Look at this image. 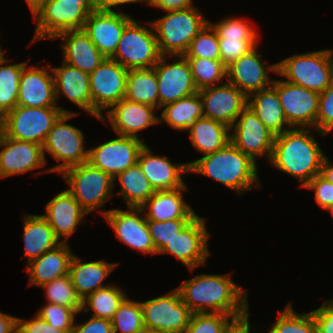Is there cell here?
<instances>
[{
  "label": "cell",
  "instance_id": "1",
  "mask_svg": "<svg viewBox=\"0 0 333 333\" xmlns=\"http://www.w3.org/2000/svg\"><path fill=\"white\" fill-rule=\"evenodd\" d=\"M192 313H225L243 327L249 322L248 293L233 282L231 274H198L177 287Z\"/></svg>",
  "mask_w": 333,
  "mask_h": 333
},
{
  "label": "cell",
  "instance_id": "2",
  "mask_svg": "<svg viewBox=\"0 0 333 333\" xmlns=\"http://www.w3.org/2000/svg\"><path fill=\"white\" fill-rule=\"evenodd\" d=\"M310 128H292L276 135L270 165L300 182L304 187L321 173L326 156Z\"/></svg>",
  "mask_w": 333,
  "mask_h": 333
},
{
  "label": "cell",
  "instance_id": "3",
  "mask_svg": "<svg viewBox=\"0 0 333 333\" xmlns=\"http://www.w3.org/2000/svg\"><path fill=\"white\" fill-rule=\"evenodd\" d=\"M187 164L189 173L210 177L240 196L261 188L257 163L231 142L221 150Z\"/></svg>",
  "mask_w": 333,
  "mask_h": 333
},
{
  "label": "cell",
  "instance_id": "4",
  "mask_svg": "<svg viewBox=\"0 0 333 333\" xmlns=\"http://www.w3.org/2000/svg\"><path fill=\"white\" fill-rule=\"evenodd\" d=\"M208 22L195 5L166 12L161 18L151 21L161 55H184L191 41Z\"/></svg>",
  "mask_w": 333,
  "mask_h": 333
},
{
  "label": "cell",
  "instance_id": "5",
  "mask_svg": "<svg viewBox=\"0 0 333 333\" xmlns=\"http://www.w3.org/2000/svg\"><path fill=\"white\" fill-rule=\"evenodd\" d=\"M277 74L289 83L321 93L333 82V50L291 55L277 62Z\"/></svg>",
  "mask_w": 333,
  "mask_h": 333
},
{
  "label": "cell",
  "instance_id": "6",
  "mask_svg": "<svg viewBox=\"0 0 333 333\" xmlns=\"http://www.w3.org/2000/svg\"><path fill=\"white\" fill-rule=\"evenodd\" d=\"M59 175L70 186L67 190L87 214L97 210L104 216L109 211L101 208L114 196L115 184L110 175L88 162L67 168Z\"/></svg>",
  "mask_w": 333,
  "mask_h": 333
},
{
  "label": "cell",
  "instance_id": "7",
  "mask_svg": "<svg viewBox=\"0 0 333 333\" xmlns=\"http://www.w3.org/2000/svg\"><path fill=\"white\" fill-rule=\"evenodd\" d=\"M78 114L79 112L76 111L63 113L49 131L42 145L46 163V153H49L53 159L62 161V163L49 169L45 168L43 171L34 172V176L51 172L61 174L67 168L88 162L89 148L85 149L84 147L85 135L81 129L66 123Z\"/></svg>",
  "mask_w": 333,
  "mask_h": 333
},
{
  "label": "cell",
  "instance_id": "8",
  "mask_svg": "<svg viewBox=\"0 0 333 333\" xmlns=\"http://www.w3.org/2000/svg\"><path fill=\"white\" fill-rule=\"evenodd\" d=\"M145 24L148 26L140 25L133 19L125 27L117 50L111 57L127 70L152 68L162 56L151 21H145Z\"/></svg>",
  "mask_w": 333,
  "mask_h": 333
},
{
  "label": "cell",
  "instance_id": "9",
  "mask_svg": "<svg viewBox=\"0 0 333 333\" xmlns=\"http://www.w3.org/2000/svg\"><path fill=\"white\" fill-rule=\"evenodd\" d=\"M63 113L60 107L16 106L0 119L2 133L8 138L43 145Z\"/></svg>",
  "mask_w": 333,
  "mask_h": 333
},
{
  "label": "cell",
  "instance_id": "10",
  "mask_svg": "<svg viewBox=\"0 0 333 333\" xmlns=\"http://www.w3.org/2000/svg\"><path fill=\"white\" fill-rule=\"evenodd\" d=\"M141 306L145 330L153 333H184L193 314L177 288L143 301Z\"/></svg>",
  "mask_w": 333,
  "mask_h": 333
},
{
  "label": "cell",
  "instance_id": "11",
  "mask_svg": "<svg viewBox=\"0 0 333 333\" xmlns=\"http://www.w3.org/2000/svg\"><path fill=\"white\" fill-rule=\"evenodd\" d=\"M89 12L79 3L46 0L34 13L36 29L32 43L52 40L56 35L68 30H81Z\"/></svg>",
  "mask_w": 333,
  "mask_h": 333
},
{
  "label": "cell",
  "instance_id": "12",
  "mask_svg": "<svg viewBox=\"0 0 333 333\" xmlns=\"http://www.w3.org/2000/svg\"><path fill=\"white\" fill-rule=\"evenodd\" d=\"M128 70L117 61L105 58L89 74L92 96V116L97 120L111 106L125 97Z\"/></svg>",
  "mask_w": 333,
  "mask_h": 333
},
{
  "label": "cell",
  "instance_id": "13",
  "mask_svg": "<svg viewBox=\"0 0 333 333\" xmlns=\"http://www.w3.org/2000/svg\"><path fill=\"white\" fill-rule=\"evenodd\" d=\"M203 217L197 215L175 235L157 254H170L193 271L206 264L210 250L208 229Z\"/></svg>",
  "mask_w": 333,
  "mask_h": 333
},
{
  "label": "cell",
  "instance_id": "14",
  "mask_svg": "<svg viewBox=\"0 0 333 333\" xmlns=\"http://www.w3.org/2000/svg\"><path fill=\"white\" fill-rule=\"evenodd\" d=\"M274 139L275 135L248 106L242 110L230 127V142L256 163L257 158L261 156H266L269 162Z\"/></svg>",
  "mask_w": 333,
  "mask_h": 333
},
{
  "label": "cell",
  "instance_id": "15",
  "mask_svg": "<svg viewBox=\"0 0 333 333\" xmlns=\"http://www.w3.org/2000/svg\"><path fill=\"white\" fill-rule=\"evenodd\" d=\"M272 86L278 92L284 115L291 128H312L316 131L319 93L284 79H273Z\"/></svg>",
  "mask_w": 333,
  "mask_h": 333
},
{
  "label": "cell",
  "instance_id": "16",
  "mask_svg": "<svg viewBox=\"0 0 333 333\" xmlns=\"http://www.w3.org/2000/svg\"><path fill=\"white\" fill-rule=\"evenodd\" d=\"M167 57H174L175 60L170 64L168 61L170 59ZM154 69L157 75L159 109L199 92L194 83L189 62L184 55H162Z\"/></svg>",
  "mask_w": 333,
  "mask_h": 333
},
{
  "label": "cell",
  "instance_id": "17",
  "mask_svg": "<svg viewBox=\"0 0 333 333\" xmlns=\"http://www.w3.org/2000/svg\"><path fill=\"white\" fill-rule=\"evenodd\" d=\"M145 144L144 140L117 135V138L89 149L88 163L115 178L138 162L139 153Z\"/></svg>",
  "mask_w": 333,
  "mask_h": 333
},
{
  "label": "cell",
  "instance_id": "18",
  "mask_svg": "<svg viewBox=\"0 0 333 333\" xmlns=\"http://www.w3.org/2000/svg\"><path fill=\"white\" fill-rule=\"evenodd\" d=\"M109 209L103 216L114 230L118 240L142 254H157L153 244L147 220L140 207Z\"/></svg>",
  "mask_w": 333,
  "mask_h": 333
},
{
  "label": "cell",
  "instance_id": "19",
  "mask_svg": "<svg viewBox=\"0 0 333 333\" xmlns=\"http://www.w3.org/2000/svg\"><path fill=\"white\" fill-rule=\"evenodd\" d=\"M258 45L245 53L237 60L226 66L227 80L237 87L247 97L252 93L270 87L273 79L269 77L270 73L277 75V63L267 64L261 58L262 54L257 50ZM272 79V80H271Z\"/></svg>",
  "mask_w": 333,
  "mask_h": 333
},
{
  "label": "cell",
  "instance_id": "20",
  "mask_svg": "<svg viewBox=\"0 0 333 333\" xmlns=\"http://www.w3.org/2000/svg\"><path fill=\"white\" fill-rule=\"evenodd\" d=\"M156 111L158 109L151 105L129 101L124 98L111 106L105 112L106 116L103 114L100 117V121H108L116 135L142 140L138 133L159 123V117L155 114Z\"/></svg>",
  "mask_w": 333,
  "mask_h": 333
},
{
  "label": "cell",
  "instance_id": "21",
  "mask_svg": "<svg viewBox=\"0 0 333 333\" xmlns=\"http://www.w3.org/2000/svg\"><path fill=\"white\" fill-rule=\"evenodd\" d=\"M22 72L18 89L17 106L25 107H60L64 113H73L56 104L54 77L51 65L39 68L37 65L28 66Z\"/></svg>",
  "mask_w": 333,
  "mask_h": 333
},
{
  "label": "cell",
  "instance_id": "22",
  "mask_svg": "<svg viewBox=\"0 0 333 333\" xmlns=\"http://www.w3.org/2000/svg\"><path fill=\"white\" fill-rule=\"evenodd\" d=\"M203 101L204 117L231 127L247 106V96L237 87L225 81L222 84L199 90Z\"/></svg>",
  "mask_w": 333,
  "mask_h": 333
},
{
  "label": "cell",
  "instance_id": "23",
  "mask_svg": "<svg viewBox=\"0 0 333 333\" xmlns=\"http://www.w3.org/2000/svg\"><path fill=\"white\" fill-rule=\"evenodd\" d=\"M134 18L123 11L91 12L85 21L83 30L96 48L106 57L111 58L117 50L125 27Z\"/></svg>",
  "mask_w": 333,
  "mask_h": 333
},
{
  "label": "cell",
  "instance_id": "24",
  "mask_svg": "<svg viewBox=\"0 0 333 333\" xmlns=\"http://www.w3.org/2000/svg\"><path fill=\"white\" fill-rule=\"evenodd\" d=\"M2 148V150H1ZM46 166L43 147L33 142L0 137V178L20 175Z\"/></svg>",
  "mask_w": 333,
  "mask_h": 333
},
{
  "label": "cell",
  "instance_id": "25",
  "mask_svg": "<svg viewBox=\"0 0 333 333\" xmlns=\"http://www.w3.org/2000/svg\"><path fill=\"white\" fill-rule=\"evenodd\" d=\"M143 173L155 191L175 190L185 185L182 174H189L185 163H172L167 156L156 155L147 144L138 156Z\"/></svg>",
  "mask_w": 333,
  "mask_h": 333
},
{
  "label": "cell",
  "instance_id": "26",
  "mask_svg": "<svg viewBox=\"0 0 333 333\" xmlns=\"http://www.w3.org/2000/svg\"><path fill=\"white\" fill-rule=\"evenodd\" d=\"M45 210L46 214L42 216L53 229L55 236L66 243L88 215L67 189L47 202Z\"/></svg>",
  "mask_w": 333,
  "mask_h": 333
},
{
  "label": "cell",
  "instance_id": "27",
  "mask_svg": "<svg viewBox=\"0 0 333 333\" xmlns=\"http://www.w3.org/2000/svg\"><path fill=\"white\" fill-rule=\"evenodd\" d=\"M58 38L63 39L60 43L62 61L88 74L92 73L106 58L83 29L64 31L53 39Z\"/></svg>",
  "mask_w": 333,
  "mask_h": 333
},
{
  "label": "cell",
  "instance_id": "28",
  "mask_svg": "<svg viewBox=\"0 0 333 333\" xmlns=\"http://www.w3.org/2000/svg\"><path fill=\"white\" fill-rule=\"evenodd\" d=\"M56 102L61 95L92 116V96L89 74L65 62L61 66H51Z\"/></svg>",
  "mask_w": 333,
  "mask_h": 333
},
{
  "label": "cell",
  "instance_id": "29",
  "mask_svg": "<svg viewBox=\"0 0 333 333\" xmlns=\"http://www.w3.org/2000/svg\"><path fill=\"white\" fill-rule=\"evenodd\" d=\"M186 190L185 184L175 190L155 191L140 207L146 220L194 219L197 214L184 198Z\"/></svg>",
  "mask_w": 333,
  "mask_h": 333
},
{
  "label": "cell",
  "instance_id": "30",
  "mask_svg": "<svg viewBox=\"0 0 333 333\" xmlns=\"http://www.w3.org/2000/svg\"><path fill=\"white\" fill-rule=\"evenodd\" d=\"M70 245L61 242L55 248L48 250L37 259L25 265L28 271L29 286H39L49 283L54 279L69 274L71 259L74 255Z\"/></svg>",
  "mask_w": 333,
  "mask_h": 333
},
{
  "label": "cell",
  "instance_id": "31",
  "mask_svg": "<svg viewBox=\"0 0 333 333\" xmlns=\"http://www.w3.org/2000/svg\"><path fill=\"white\" fill-rule=\"evenodd\" d=\"M82 260L79 256L73 255L69 276L75 291L83 300L90 293L110 285L103 282L119 263L106 262L104 259L90 262H82Z\"/></svg>",
  "mask_w": 333,
  "mask_h": 333
},
{
  "label": "cell",
  "instance_id": "32",
  "mask_svg": "<svg viewBox=\"0 0 333 333\" xmlns=\"http://www.w3.org/2000/svg\"><path fill=\"white\" fill-rule=\"evenodd\" d=\"M24 255L26 265L42 254L55 248L61 241L42 215L24 214L23 217Z\"/></svg>",
  "mask_w": 333,
  "mask_h": 333
},
{
  "label": "cell",
  "instance_id": "33",
  "mask_svg": "<svg viewBox=\"0 0 333 333\" xmlns=\"http://www.w3.org/2000/svg\"><path fill=\"white\" fill-rule=\"evenodd\" d=\"M247 106L275 136L292 129L284 115L278 92L272 85L249 95Z\"/></svg>",
  "mask_w": 333,
  "mask_h": 333
},
{
  "label": "cell",
  "instance_id": "34",
  "mask_svg": "<svg viewBox=\"0 0 333 333\" xmlns=\"http://www.w3.org/2000/svg\"><path fill=\"white\" fill-rule=\"evenodd\" d=\"M189 131L192 146L204 156L224 148L230 142V127L209 118H200Z\"/></svg>",
  "mask_w": 333,
  "mask_h": 333
},
{
  "label": "cell",
  "instance_id": "35",
  "mask_svg": "<svg viewBox=\"0 0 333 333\" xmlns=\"http://www.w3.org/2000/svg\"><path fill=\"white\" fill-rule=\"evenodd\" d=\"M159 123H166L178 131H187L196 121L204 117L203 101L199 92L164 105Z\"/></svg>",
  "mask_w": 333,
  "mask_h": 333
},
{
  "label": "cell",
  "instance_id": "36",
  "mask_svg": "<svg viewBox=\"0 0 333 333\" xmlns=\"http://www.w3.org/2000/svg\"><path fill=\"white\" fill-rule=\"evenodd\" d=\"M113 180L114 183L119 180V194L127 207H141L155 193L138 162L120 172Z\"/></svg>",
  "mask_w": 333,
  "mask_h": 333
},
{
  "label": "cell",
  "instance_id": "37",
  "mask_svg": "<svg viewBox=\"0 0 333 333\" xmlns=\"http://www.w3.org/2000/svg\"><path fill=\"white\" fill-rule=\"evenodd\" d=\"M125 99L159 110L157 75L154 67L128 70Z\"/></svg>",
  "mask_w": 333,
  "mask_h": 333
},
{
  "label": "cell",
  "instance_id": "38",
  "mask_svg": "<svg viewBox=\"0 0 333 333\" xmlns=\"http://www.w3.org/2000/svg\"><path fill=\"white\" fill-rule=\"evenodd\" d=\"M120 286L110 284L90 293L83 299L82 312L93 311L92 317L111 320L122 301L127 297Z\"/></svg>",
  "mask_w": 333,
  "mask_h": 333
},
{
  "label": "cell",
  "instance_id": "39",
  "mask_svg": "<svg viewBox=\"0 0 333 333\" xmlns=\"http://www.w3.org/2000/svg\"><path fill=\"white\" fill-rule=\"evenodd\" d=\"M27 63L10 64L5 54L0 58V119L17 106L21 72Z\"/></svg>",
  "mask_w": 333,
  "mask_h": 333
},
{
  "label": "cell",
  "instance_id": "40",
  "mask_svg": "<svg viewBox=\"0 0 333 333\" xmlns=\"http://www.w3.org/2000/svg\"><path fill=\"white\" fill-rule=\"evenodd\" d=\"M243 326L225 313H194L184 333H238Z\"/></svg>",
  "mask_w": 333,
  "mask_h": 333
},
{
  "label": "cell",
  "instance_id": "41",
  "mask_svg": "<svg viewBox=\"0 0 333 333\" xmlns=\"http://www.w3.org/2000/svg\"><path fill=\"white\" fill-rule=\"evenodd\" d=\"M113 333H143V310L141 302L128 296L122 301L111 319Z\"/></svg>",
  "mask_w": 333,
  "mask_h": 333
},
{
  "label": "cell",
  "instance_id": "42",
  "mask_svg": "<svg viewBox=\"0 0 333 333\" xmlns=\"http://www.w3.org/2000/svg\"><path fill=\"white\" fill-rule=\"evenodd\" d=\"M278 314L277 321L268 333H317L311 311L297 313L293 309L292 302H289L282 312L278 311Z\"/></svg>",
  "mask_w": 333,
  "mask_h": 333
},
{
  "label": "cell",
  "instance_id": "43",
  "mask_svg": "<svg viewBox=\"0 0 333 333\" xmlns=\"http://www.w3.org/2000/svg\"><path fill=\"white\" fill-rule=\"evenodd\" d=\"M189 62L194 83L198 90L219 85L227 78L226 66L221 60L209 58H186Z\"/></svg>",
  "mask_w": 333,
  "mask_h": 333
},
{
  "label": "cell",
  "instance_id": "44",
  "mask_svg": "<svg viewBox=\"0 0 333 333\" xmlns=\"http://www.w3.org/2000/svg\"><path fill=\"white\" fill-rule=\"evenodd\" d=\"M44 288L48 303L73 308L78 314L82 313L83 300L75 291L69 274L41 286Z\"/></svg>",
  "mask_w": 333,
  "mask_h": 333
},
{
  "label": "cell",
  "instance_id": "45",
  "mask_svg": "<svg viewBox=\"0 0 333 333\" xmlns=\"http://www.w3.org/2000/svg\"><path fill=\"white\" fill-rule=\"evenodd\" d=\"M184 56L186 58L221 60L218 34L209 22L191 41Z\"/></svg>",
  "mask_w": 333,
  "mask_h": 333
},
{
  "label": "cell",
  "instance_id": "46",
  "mask_svg": "<svg viewBox=\"0 0 333 333\" xmlns=\"http://www.w3.org/2000/svg\"><path fill=\"white\" fill-rule=\"evenodd\" d=\"M36 314L53 327L65 333H72L76 314L73 308L46 302Z\"/></svg>",
  "mask_w": 333,
  "mask_h": 333
},
{
  "label": "cell",
  "instance_id": "47",
  "mask_svg": "<svg viewBox=\"0 0 333 333\" xmlns=\"http://www.w3.org/2000/svg\"><path fill=\"white\" fill-rule=\"evenodd\" d=\"M191 220L192 219H172L167 221L147 220L150 235L157 253Z\"/></svg>",
  "mask_w": 333,
  "mask_h": 333
},
{
  "label": "cell",
  "instance_id": "48",
  "mask_svg": "<svg viewBox=\"0 0 333 333\" xmlns=\"http://www.w3.org/2000/svg\"><path fill=\"white\" fill-rule=\"evenodd\" d=\"M216 30L218 38H258V32L246 19L236 17H225L217 23L210 22Z\"/></svg>",
  "mask_w": 333,
  "mask_h": 333
},
{
  "label": "cell",
  "instance_id": "49",
  "mask_svg": "<svg viewBox=\"0 0 333 333\" xmlns=\"http://www.w3.org/2000/svg\"><path fill=\"white\" fill-rule=\"evenodd\" d=\"M220 59L225 66L237 60L254 46L259 38H218Z\"/></svg>",
  "mask_w": 333,
  "mask_h": 333
},
{
  "label": "cell",
  "instance_id": "50",
  "mask_svg": "<svg viewBox=\"0 0 333 333\" xmlns=\"http://www.w3.org/2000/svg\"><path fill=\"white\" fill-rule=\"evenodd\" d=\"M333 131V82L319 93L316 132L321 136Z\"/></svg>",
  "mask_w": 333,
  "mask_h": 333
},
{
  "label": "cell",
  "instance_id": "51",
  "mask_svg": "<svg viewBox=\"0 0 333 333\" xmlns=\"http://www.w3.org/2000/svg\"><path fill=\"white\" fill-rule=\"evenodd\" d=\"M303 188L314 190V199L317 205L324 210L333 207V183L321 174L314 176Z\"/></svg>",
  "mask_w": 333,
  "mask_h": 333
},
{
  "label": "cell",
  "instance_id": "52",
  "mask_svg": "<svg viewBox=\"0 0 333 333\" xmlns=\"http://www.w3.org/2000/svg\"><path fill=\"white\" fill-rule=\"evenodd\" d=\"M311 312L317 333H333V299L325 300L320 307Z\"/></svg>",
  "mask_w": 333,
  "mask_h": 333
},
{
  "label": "cell",
  "instance_id": "53",
  "mask_svg": "<svg viewBox=\"0 0 333 333\" xmlns=\"http://www.w3.org/2000/svg\"><path fill=\"white\" fill-rule=\"evenodd\" d=\"M17 333H65L57 329L35 314L34 318L23 319L18 317Z\"/></svg>",
  "mask_w": 333,
  "mask_h": 333
},
{
  "label": "cell",
  "instance_id": "54",
  "mask_svg": "<svg viewBox=\"0 0 333 333\" xmlns=\"http://www.w3.org/2000/svg\"><path fill=\"white\" fill-rule=\"evenodd\" d=\"M72 333H113L111 320L92 317L84 323H74Z\"/></svg>",
  "mask_w": 333,
  "mask_h": 333
},
{
  "label": "cell",
  "instance_id": "55",
  "mask_svg": "<svg viewBox=\"0 0 333 333\" xmlns=\"http://www.w3.org/2000/svg\"><path fill=\"white\" fill-rule=\"evenodd\" d=\"M193 0H146L152 7L160 8L163 12L178 11L194 6Z\"/></svg>",
  "mask_w": 333,
  "mask_h": 333
},
{
  "label": "cell",
  "instance_id": "56",
  "mask_svg": "<svg viewBox=\"0 0 333 333\" xmlns=\"http://www.w3.org/2000/svg\"><path fill=\"white\" fill-rule=\"evenodd\" d=\"M18 317L0 311V333H17Z\"/></svg>",
  "mask_w": 333,
  "mask_h": 333
},
{
  "label": "cell",
  "instance_id": "57",
  "mask_svg": "<svg viewBox=\"0 0 333 333\" xmlns=\"http://www.w3.org/2000/svg\"><path fill=\"white\" fill-rule=\"evenodd\" d=\"M137 2L146 3V0H96V7L98 11L115 12L113 7Z\"/></svg>",
  "mask_w": 333,
  "mask_h": 333
},
{
  "label": "cell",
  "instance_id": "58",
  "mask_svg": "<svg viewBox=\"0 0 333 333\" xmlns=\"http://www.w3.org/2000/svg\"><path fill=\"white\" fill-rule=\"evenodd\" d=\"M320 174L333 183V163L327 156L323 159Z\"/></svg>",
  "mask_w": 333,
  "mask_h": 333
},
{
  "label": "cell",
  "instance_id": "59",
  "mask_svg": "<svg viewBox=\"0 0 333 333\" xmlns=\"http://www.w3.org/2000/svg\"><path fill=\"white\" fill-rule=\"evenodd\" d=\"M60 2L69 3H79L81 4L89 13L97 10L96 0H60Z\"/></svg>",
  "mask_w": 333,
  "mask_h": 333
},
{
  "label": "cell",
  "instance_id": "60",
  "mask_svg": "<svg viewBox=\"0 0 333 333\" xmlns=\"http://www.w3.org/2000/svg\"><path fill=\"white\" fill-rule=\"evenodd\" d=\"M46 0H26L25 2L28 4L29 9L33 15V13L45 2Z\"/></svg>",
  "mask_w": 333,
  "mask_h": 333
},
{
  "label": "cell",
  "instance_id": "61",
  "mask_svg": "<svg viewBox=\"0 0 333 333\" xmlns=\"http://www.w3.org/2000/svg\"><path fill=\"white\" fill-rule=\"evenodd\" d=\"M250 325L243 327L238 333H250Z\"/></svg>",
  "mask_w": 333,
  "mask_h": 333
},
{
  "label": "cell",
  "instance_id": "62",
  "mask_svg": "<svg viewBox=\"0 0 333 333\" xmlns=\"http://www.w3.org/2000/svg\"><path fill=\"white\" fill-rule=\"evenodd\" d=\"M4 54H5V52L2 51V48H1V46H0V58H1Z\"/></svg>",
  "mask_w": 333,
  "mask_h": 333
},
{
  "label": "cell",
  "instance_id": "63",
  "mask_svg": "<svg viewBox=\"0 0 333 333\" xmlns=\"http://www.w3.org/2000/svg\"><path fill=\"white\" fill-rule=\"evenodd\" d=\"M329 212H330V214H331V216L333 218V207L329 210Z\"/></svg>",
  "mask_w": 333,
  "mask_h": 333
},
{
  "label": "cell",
  "instance_id": "64",
  "mask_svg": "<svg viewBox=\"0 0 333 333\" xmlns=\"http://www.w3.org/2000/svg\"><path fill=\"white\" fill-rule=\"evenodd\" d=\"M2 135V127H1V124H0V137Z\"/></svg>",
  "mask_w": 333,
  "mask_h": 333
}]
</instances>
